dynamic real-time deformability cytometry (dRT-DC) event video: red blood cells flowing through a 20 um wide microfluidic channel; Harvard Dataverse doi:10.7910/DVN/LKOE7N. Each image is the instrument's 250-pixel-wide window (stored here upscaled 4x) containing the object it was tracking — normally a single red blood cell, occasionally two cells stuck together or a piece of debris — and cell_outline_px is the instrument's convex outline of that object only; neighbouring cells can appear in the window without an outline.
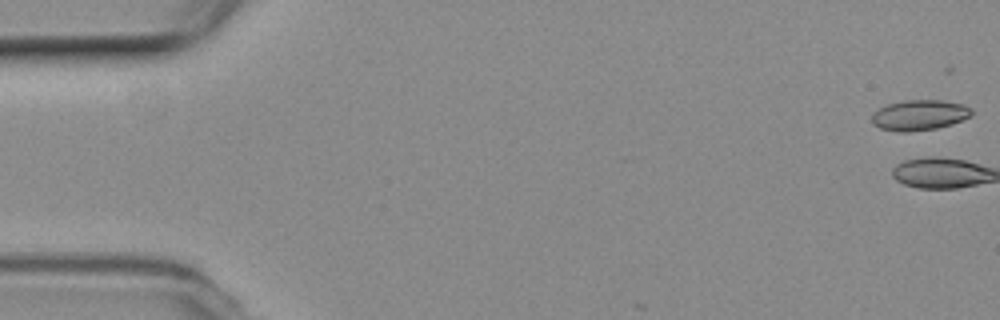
{"species": "common noctule bat (a hibernating species)", "species_latin": "Nyctalus noctula", "temperature_condition": "room temperature", "stored_images_in_passage": 2, "camera_frame_rate_fps": 3000, "um_per_image_px": 0.085, "animal": {"sex": "female", "body_mass_g": 19.3, "forearm_length_mm": 54.1}, "frame": {"image": 1, "passage_image": 1, "time_ms": 0.0, "image_size_px": [1000, 320], "cell_outline_px": [[972, 116], [952, 124], [936, 128], [908, 132], [896, 132], [880, 128], [872, 124], [872, 112], [888, 104], [904, 100], [940, 100], [964, 104], [972, 108]], "centroid_in_image_um": [78.15, 9.78], "position_along_channel_um": 6.8, "area_um2": 17.86}}